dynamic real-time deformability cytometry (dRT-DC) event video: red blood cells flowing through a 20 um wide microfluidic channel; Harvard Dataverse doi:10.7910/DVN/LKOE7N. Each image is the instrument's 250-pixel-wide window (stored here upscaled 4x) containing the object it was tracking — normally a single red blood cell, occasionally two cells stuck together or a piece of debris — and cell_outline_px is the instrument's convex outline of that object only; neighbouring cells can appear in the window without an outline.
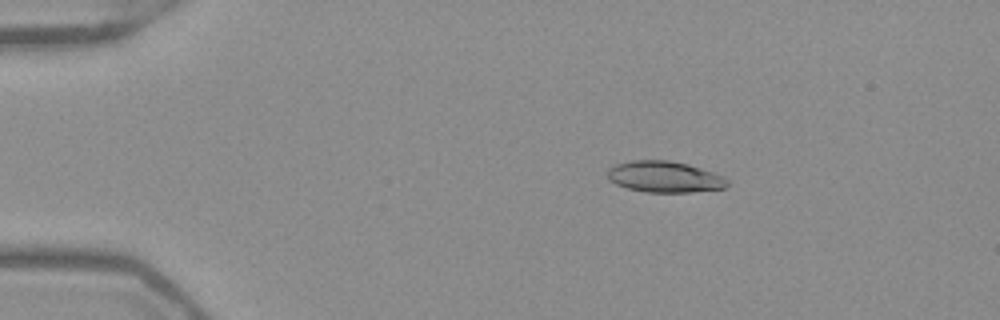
{"species": "Egyptian fruit bat (a non-hibernating species)", "species_latin": "Rousettus aegyptiacus", "temperature_condition": "warm", "stored_images_in_passage": 52, "camera_frame_rate_fps": 3000, "um_per_image_px": 0.085, "frame": {"image": 1, "passage_image": 9, "time_ms": 2.667, "image_size_px": [1000, 320], "cell_outline_px": [[728, 184], [724, 188], [692, 192], [644, 192], [628, 188], [616, 184], [608, 180], [608, 168], [616, 164], [632, 160], [668, 160], [688, 164], [724, 176], [728, 180]], "centroid_in_image_um": [56.48, 15.03], "position_along_channel_um": 28.5, "area_um2": 21.79}}
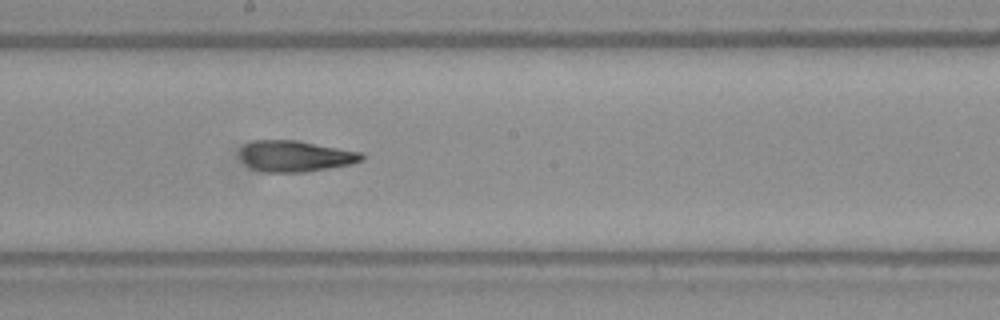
{"frame": {"image": 2, "passage_image": 29, "time_ms": 9.333, "image_size_px": [1000, 320], "cell_outline_px": [[364, 160], [352, 164], [304, 172], [268, 172], [252, 168], [244, 164], [240, 156], [240, 148], [244, 144], [256, 140], [296, 140], [364, 152]], "centroid_in_image_um": [25.13, 13.26], "position_along_channel_um": 223.1, "area_um2": 22.2}}
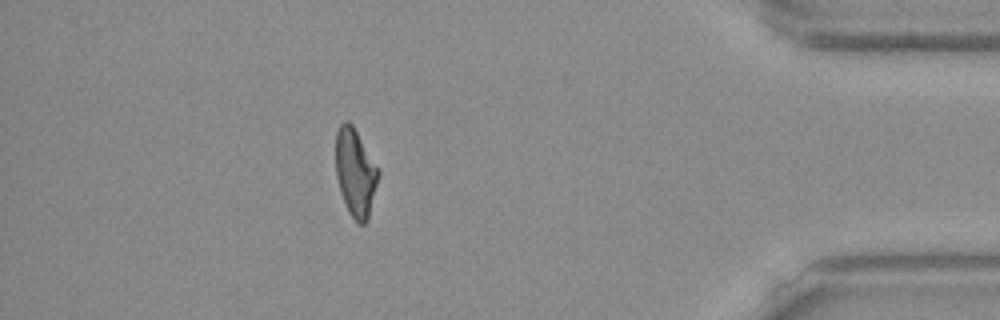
{"frame": {"image": 3, "passage_image": 46, "time_ms": 15.0, "image_size_px": [1000, 320], "cell_outline_px": [[380, 172], [368, 220], [364, 224], [360, 224], [348, 212], [340, 192], [336, 176], [336, 132], [340, 124], [344, 120], [348, 120], [352, 124], [380, 168]], "centroid_in_image_um": [30.22, 14.64], "position_along_channel_um": 405.0, "area_um2": 22.02}, "authors_computed_cell_mechanics": {"area_um2": 22.0218, "velocity_mm_per_s": 3.9558, "shape_relaxation_time_tau1_ms": null, "shape_relaxation_time_tau2_ms": 2.2165, "deformation_change_tau1": null, "deformation_change_tau2": 0.0974}}